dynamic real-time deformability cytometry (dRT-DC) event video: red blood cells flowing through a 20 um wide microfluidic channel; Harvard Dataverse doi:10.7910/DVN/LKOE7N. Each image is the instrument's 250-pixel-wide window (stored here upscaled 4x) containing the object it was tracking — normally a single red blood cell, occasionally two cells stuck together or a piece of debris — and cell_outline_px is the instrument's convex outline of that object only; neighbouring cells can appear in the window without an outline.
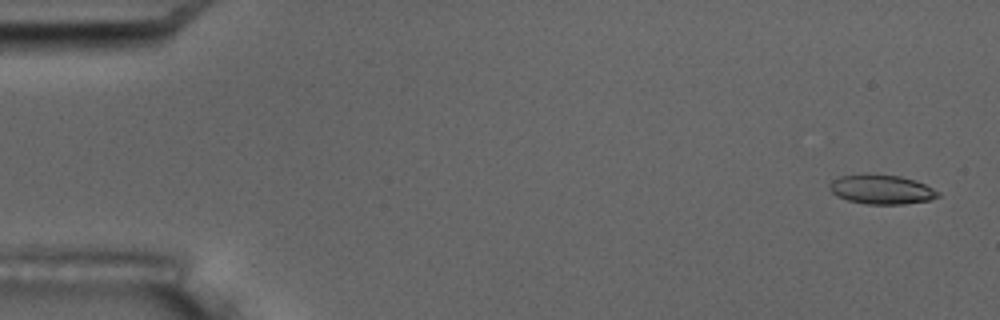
{"species": "common noctule bat (a hibernating species)", "species_latin": "Nyctalus noctula", "temperature_condition": "room temperature", "stored_images_in_passage": 6, "camera_frame_rate_fps": 3000, "um_per_image_px": 0.085, "animal": {"sex": "male", "body_mass_g": 17.5, "forearm_length_mm": 52.3}, "frame": {"image": 1, "passage_image": 1, "time_ms": 0.0, "image_size_px": [1000, 320], "cell_outline_px": [[940, 196], [928, 200], [904, 204], [868, 204], [848, 200], [836, 196], [828, 188], [828, 184], [832, 180], [840, 176], [864, 172], [900, 176], [916, 180], [940, 192]], "centroid_in_image_um": [74.88, 16.07], "position_along_channel_um": 10.1, "area_um2": 18.9}}